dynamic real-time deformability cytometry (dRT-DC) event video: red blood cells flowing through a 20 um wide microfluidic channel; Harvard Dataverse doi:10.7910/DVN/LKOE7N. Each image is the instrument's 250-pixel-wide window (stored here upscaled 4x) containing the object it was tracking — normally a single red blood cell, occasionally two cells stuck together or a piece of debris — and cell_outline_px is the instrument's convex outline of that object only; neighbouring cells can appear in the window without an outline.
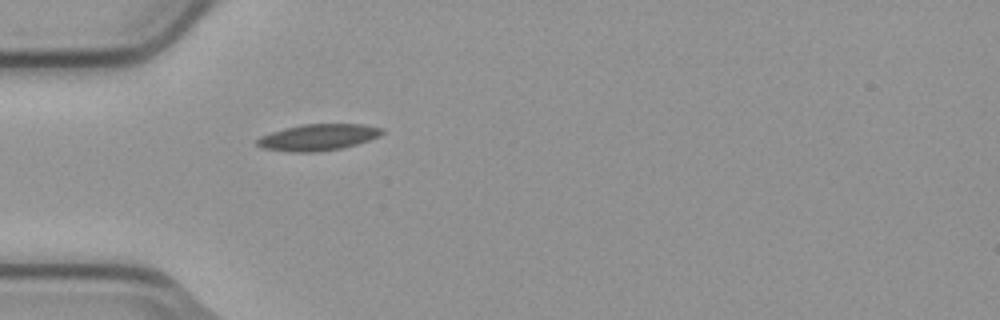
{"species": "common noctule bat (a hibernating species)", "species_latin": "Nyctalus noctula", "temperature_condition": "cold", "stored_images_in_passage": 1, "camera_frame_rate_fps": 3000, "um_per_image_px": 0.085, "animal": {"sex": "male", "body_mass_g": 23.1, "forearm_length_mm": 52.7}, "frame": {"image": 1, "passage_image": 1, "time_ms": 0.0, "image_size_px": [1000, 320], "cell_outline_px": [[384, 132], [380, 136], [356, 144], [340, 148], [316, 152], [296, 152], [264, 148], [256, 144], [256, 140], [260, 136], [284, 128], [300, 124], [364, 124], [384, 128]], "centroid_in_image_um": [27.06, 11.65], "position_along_channel_um": 57.9, "area_um2": 19.13}}